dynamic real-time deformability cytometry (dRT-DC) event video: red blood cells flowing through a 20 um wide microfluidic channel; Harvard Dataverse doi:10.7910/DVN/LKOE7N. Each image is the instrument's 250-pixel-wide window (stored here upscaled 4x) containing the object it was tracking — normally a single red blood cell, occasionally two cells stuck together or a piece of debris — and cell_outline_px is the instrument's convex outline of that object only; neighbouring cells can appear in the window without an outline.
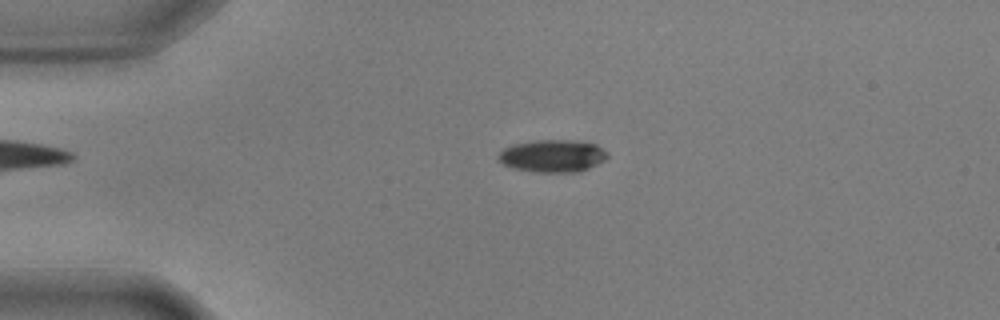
{"species": "common noctule bat (a hibernating species)", "species_latin": "Nyctalus noctula", "temperature_condition": "warm", "stored_images_in_passage": 56, "camera_frame_rate_fps": 3000, "um_per_image_px": 0.085, "animal": {"sex": "male", "body_mass_g": 17.9, "forearm_length_mm": 54.2}, "frame": {"image": 1, "passage_image": 13, "time_ms": 4.0, "image_size_px": [1000, 320], "cell_outline_px": [[608, 156], [604, 160], [580, 172], [532, 172], [512, 168], [504, 164], [496, 156], [504, 148], [512, 144], [536, 140], [568, 140], [596, 144], [608, 152]], "centroid_in_image_um": [46.95, 13.25], "position_along_channel_um": 38.1, "area_um2": 20.63}}
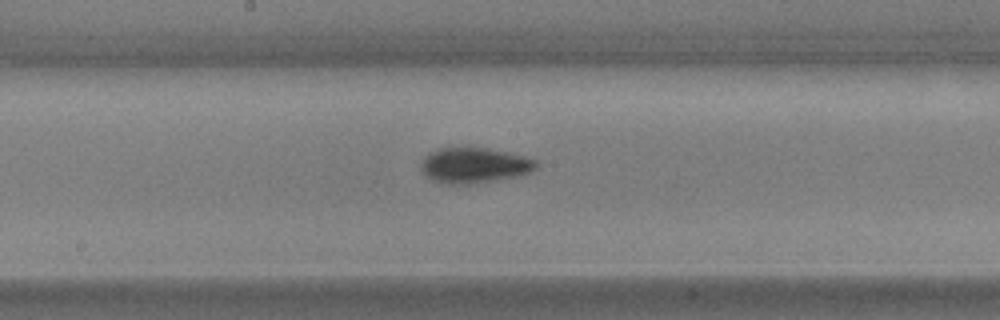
{"frame": {"image": 2, "passage_image": 30, "time_ms": 9.667, "image_size_px": [1000, 320], "cell_outline_px": [[540, 164], [536, 168], [520, 176], [496, 180], [468, 184], [448, 184], [424, 176], [420, 172], [420, 164], [428, 152], [436, 148], [488, 148], [508, 152], [524, 156], [536, 160]], "centroid_in_image_um": [40.3, 14.05], "position_along_channel_um": 207.9, "area_um2": 23.93}}
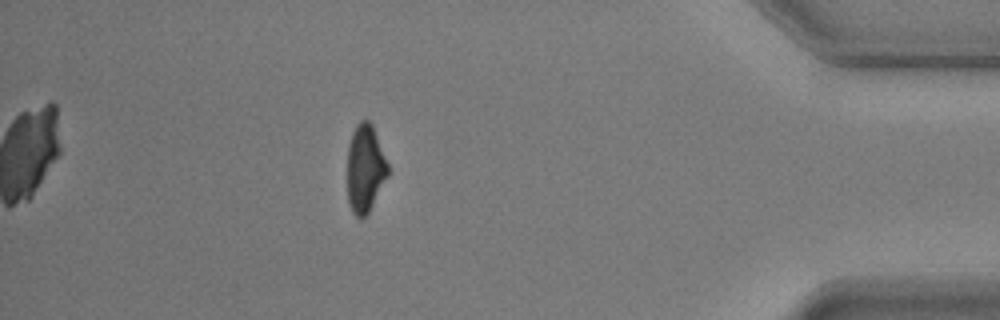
{"frame": {"image": 3, "passage_image": 50, "time_ms": 16.333, "image_size_px": [1000, 320], "cell_outline_px": [[388, 176], [368, 212], [364, 216], [356, 216], [352, 212], [348, 200], [348, 144], [352, 132], [356, 124], [360, 120], [368, 120], [372, 124], [388, 164]], "centroid_in_image_um": [31.03, 14.28], "position_along_channel_um": 404.2, "area_um2": 20.52}, "authors_computed_cell_mechanics": {"area_um2": 21.4149, "velocity_mm_per_s": 3.5911, "shape_relaxation_time_tau1_ms": 4.1221, "shape_relaxation_time_tau2_ms": null, "deformation_change_tau1": 0.1443, "deformation_change_tau2": null}}